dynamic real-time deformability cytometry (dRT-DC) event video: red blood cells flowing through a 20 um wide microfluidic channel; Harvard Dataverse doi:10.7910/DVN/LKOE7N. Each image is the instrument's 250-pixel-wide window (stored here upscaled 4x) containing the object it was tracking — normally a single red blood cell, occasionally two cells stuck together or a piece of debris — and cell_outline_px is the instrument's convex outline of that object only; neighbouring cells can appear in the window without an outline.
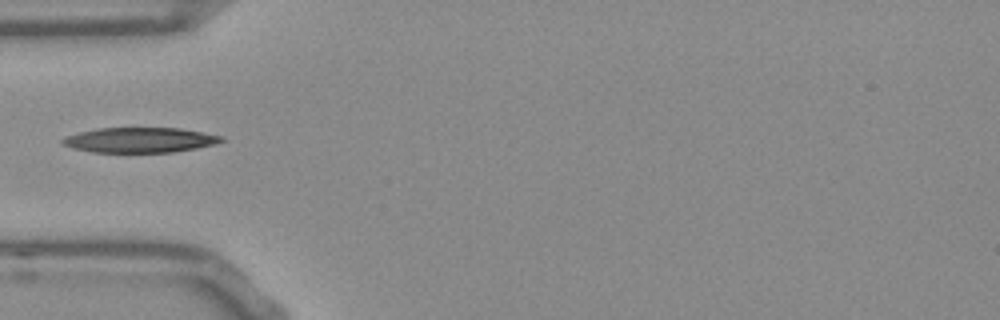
{"species": "Egyptian fruit bat (a non-hibernating species)", "species_latin": "Rousettus aegyptiacus", "temperature_condition": "room temperature", "stored_images_in_passage": 12, "camera_frame_rate_fps": 3000, "um_per_image_px": 0.085, "frame": {"image": 1, "passage_image": 1, "time_ms": 0.0, "image_size_px": [1000, 320], "cell_outline_px": [[224, 140], [212, 144], [196, 148], [172, 152], [92, 152], [72, 148], [64, 144], [60, 140], [68, 136], [80, 132], [100, 128], [180, 128], [220, 136]], "centroid_in_image_um": [11.85, 11.9], "position_along_channel_um": 73.2, "area_um2": 22.77}}
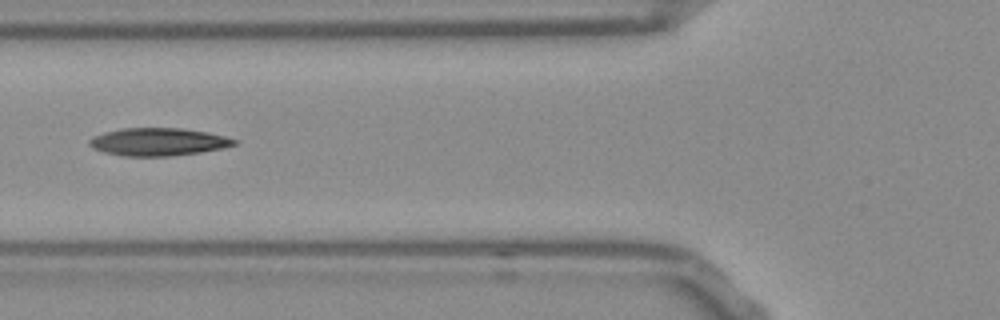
{"frame": {"image": 2, "passage_image": 4, "time_ms": 1.0, "image_size_px": [1000, 320], "cell_outline_px": [[236, 144], [224, 148], [200, 152], [168, 156], [124, 156], [104, 152], [92, 148], [88, 144], [88, 140], [104, 132], [120, 128], [184, 128], [208, 132], [224, 136], [236, 140]], "centroid_in_image_um": [13.44, 12.05], "position_along_channel_um": 112.4, "area_um2": 23.41}}
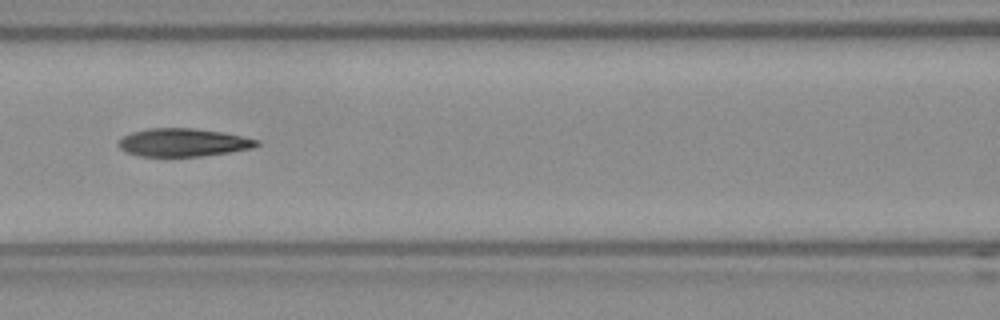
{"frame": {"image": 3, "passage_image": 7, "time_ms": 2.0, "image_size_px": [1000, 320], "cell_outline_px": [[260, 144], [252, 148], [204, 156], [136, 156], [124, 152], [116, 144], [124, 136], [132, 132], [148, 128], [196, 128], [220, 132], [260, 140]], "centroid_in_image_um": [15.53, 12.11], "position_along_channel_um": 151.1, "area_um2": 22.6}}